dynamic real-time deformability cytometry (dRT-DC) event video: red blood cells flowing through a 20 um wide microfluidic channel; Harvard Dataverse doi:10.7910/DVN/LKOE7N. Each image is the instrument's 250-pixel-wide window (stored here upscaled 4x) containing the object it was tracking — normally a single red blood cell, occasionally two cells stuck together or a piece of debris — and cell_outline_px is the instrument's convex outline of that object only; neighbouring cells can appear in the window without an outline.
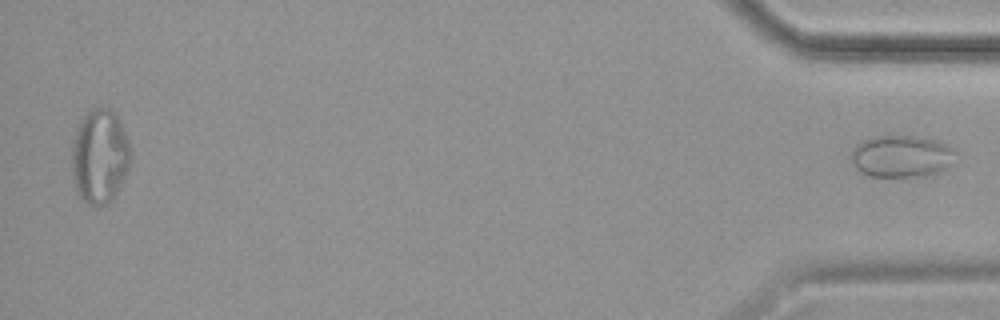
{"species": "common noctule bat (a hibernating species)", "species_latin": "Nyctalus noctula", "temperature_condition": "cold", "stored_images_in_passage": 46, "segment_of_instrument_passage": [2, 2], "camera_frame_rate_fps": 3000, "um_per_image_px": 0.085, "animal": {"sex": "female", "body_mass_g": 19.9}, "frame": {"image": 1, "passage_image": 46, "time_ms": 15.0, "image_size_px": [1000, 320], "cell_outline_px": [[956, 152], [948, 168], [940, 172], [924, 176], [868, 176], [856, 168], [848, 156], [852, 148], [860, 140], [876, 136], [916, 136], [948, 144], [956, 148]], "centroid_in_image_um": [76.6, 13.28], "position_along_channel_um": 358.6, "area_um2": 25.89}}